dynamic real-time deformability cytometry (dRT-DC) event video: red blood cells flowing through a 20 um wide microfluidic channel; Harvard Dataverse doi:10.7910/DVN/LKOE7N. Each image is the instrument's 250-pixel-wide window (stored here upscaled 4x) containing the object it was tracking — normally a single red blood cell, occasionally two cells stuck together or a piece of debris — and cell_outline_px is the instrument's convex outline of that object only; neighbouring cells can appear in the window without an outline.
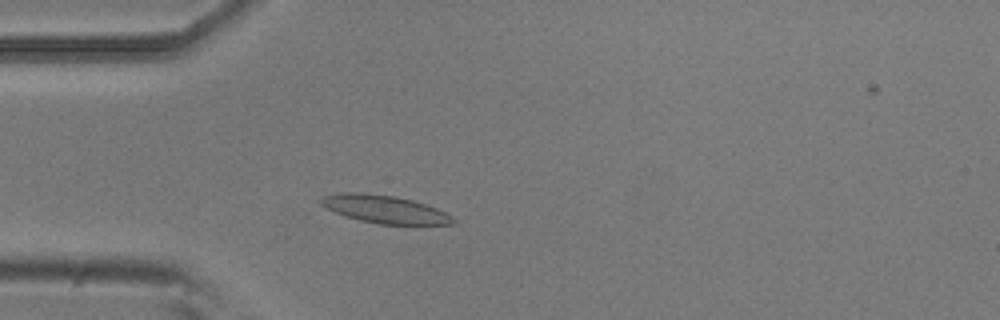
{"species": "common noctule bat (a hibernating species)", "species_latin": "Nyctalus noctula", "temperature_condition": "room temperature", "stored_images_in_passage": 51, "camera_frame_rate_fps": 3000, "um_per_image_px": 0.085, "animal": {"sex": "male", "body_mass_g": 20.5, "forearm_length_mm": 52.5}, "frame": {"image": 1, "passage_image": 12, "time_ms": 3.667, "image_size_px": [1000, 320], "cell_outline_px": [[456, 220], [452, 224], [376, 224], [344, 216], [320, 204], [316, 200], [324, 196], [344, 192], [364, 192], [392, 196], [412, 200], [436, 208], [452, 216]], "centroid_in_image_um": [32.65, 17.78], "position_along_channel_um": 52.3, "area_um2": 21.27}}
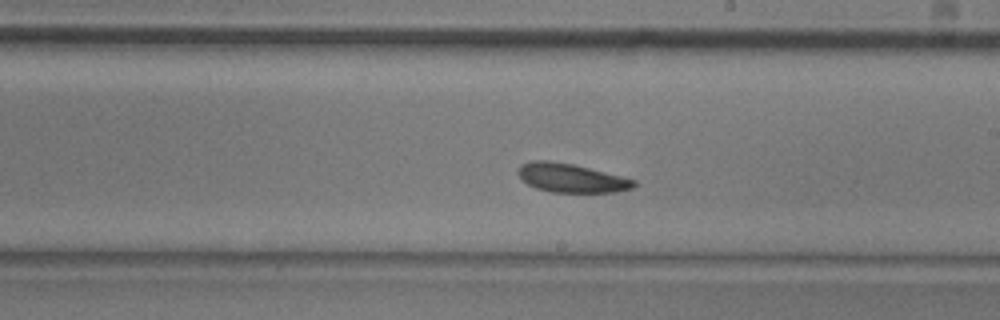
{"frame": {"image": 2, "passage_image": 28, "time_ms": 9.0, "image_size_px": [1000, 320], "cell_outline_px": [[636, 184], [632, 188], [616, 192], [552, 192], [536, 188], [528, 184], [516, 172], [520, 164], [532, 160], [548, 160], [572, 164], [636, 180]], "centroid_in_image_um": [48.52, 15.12], "position_along_channel_um": 240.5, "area_um2": 19.25}}
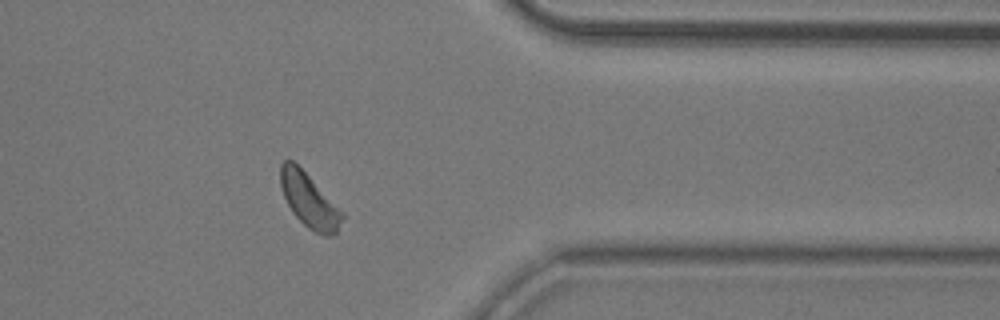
{"frame": {"image": 3, "passage_image": 41, "time_ms": 13.333, "image_size_px": [1000, 320], "cell_outline_px": [[344, 216], [336, 232], [328, 236], [324, 236], [308, 228], [292, 212], [284, 196], [280, 184], [280, 164], [284, 160], [292, 160], [344, 212]], "centroid_in_image_um": [26.27, 17.04], "position_along_channel_um": 385.1, "area_um2": 19.02}, "authors_computed_cell_mechanics": {"area_um2": 19.9988, "velocity_mm_per_s": 3.6646, "shape_relaxation_time_tau1_ms": 3.5382, "shape_relaxation_time_tau2_ms": 3.7698, "deformation_change_tau1": 0.0938, "deformation_change_tau2": 0.0824}}